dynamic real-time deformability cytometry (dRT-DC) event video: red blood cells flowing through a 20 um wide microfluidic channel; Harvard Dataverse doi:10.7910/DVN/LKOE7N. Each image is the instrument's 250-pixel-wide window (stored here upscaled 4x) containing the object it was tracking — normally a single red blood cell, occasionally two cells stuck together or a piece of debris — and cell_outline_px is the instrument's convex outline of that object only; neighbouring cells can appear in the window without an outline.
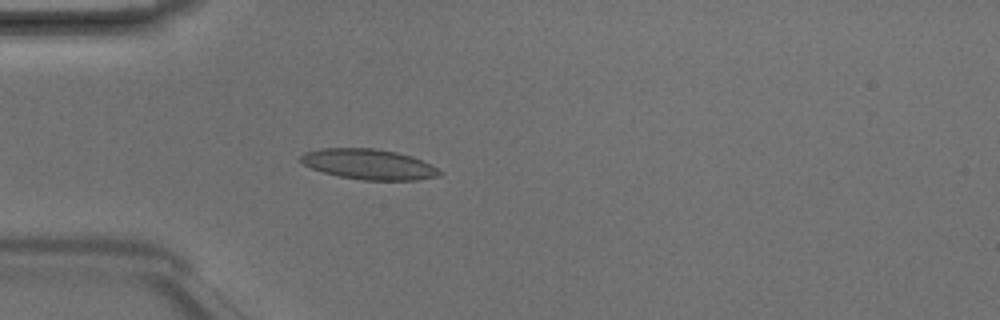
{"species": "Egyptian fruit bat (a non-hibernating species)", "species_latin": "Rousettus aegyptiacus", "temperature_condition": "room temperature", "stored_images_in_passage": 2, "camera_frame_rate_fps": 3000, "um_per_image_px": 0.085, "animal": {"sex": "male"}, "frame": {"image": 1, "passage_image": 2, "time_ms": 0.333, "image_size_px": [1000, 320], "cell_outline_px": [[444, 172], [436, 176], [416, 180], [364, 180], [340, 176], [324, 172], [312, 168], [304, 164], [300, 160], [300, 156], [304, 152], [324, 148], [372, 148], [396, 152], [412, 156]], "centroid_in_image_um": [31.33, 13.96], "position_along_channel_um": 53.7, "area_um2": 24.22}}